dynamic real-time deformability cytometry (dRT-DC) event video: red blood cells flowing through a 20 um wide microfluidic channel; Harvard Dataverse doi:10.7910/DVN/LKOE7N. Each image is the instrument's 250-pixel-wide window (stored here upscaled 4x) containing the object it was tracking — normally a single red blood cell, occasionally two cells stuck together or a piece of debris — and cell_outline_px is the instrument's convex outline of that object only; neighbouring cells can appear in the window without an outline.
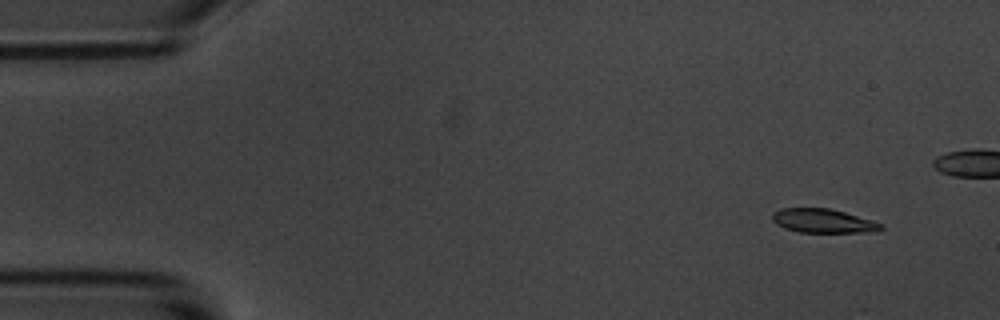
{"species": "common noctule bat (a hibernating species)", "species_latin": "Nyctalus noctula", "temperature_condition": "room temperature", "stored_images_in_passage": 5, "camera_frame_rate_fps": 3000, "um_per_image_px": 0.085, "animal": {"sex": "male", "body_mass_g": 20.1, "forearm_length_mm": 53.5}, "frame": {"image": 1, "passage_image": 1, "time_ms": 0.0, "image_size_px": [1000, 320], "cell_outline_px": [[884, 228], [876, 232], [800, 232], [784, 228], [776, 224], [772, 220], [772, 212], [780, 208], [828, 208], [844, 212], [884, 224]], "centroid_in_image_um": [69.95, 18.77], "position_along_channel_um": 15.0, "area_um2": 15.2}}